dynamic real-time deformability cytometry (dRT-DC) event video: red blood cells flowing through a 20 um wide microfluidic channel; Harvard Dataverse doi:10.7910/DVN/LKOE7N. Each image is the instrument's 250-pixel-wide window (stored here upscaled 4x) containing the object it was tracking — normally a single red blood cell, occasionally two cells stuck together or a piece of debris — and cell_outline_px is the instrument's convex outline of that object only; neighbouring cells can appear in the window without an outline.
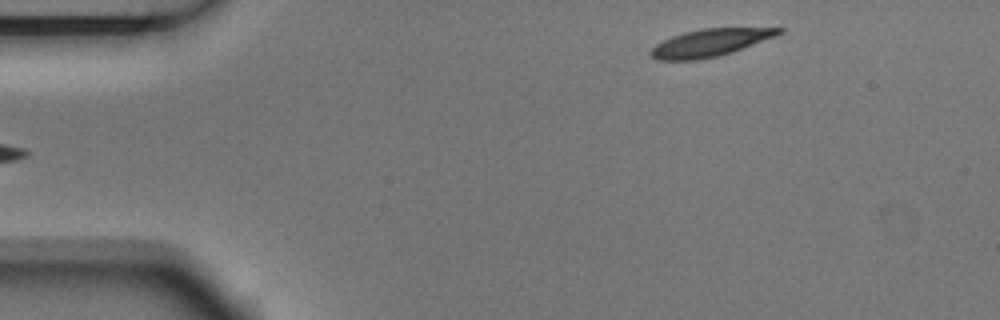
{"species": "Egyptian fruit bat (a non-hibernating species)", "species_latin": "Rousettus aegyptiacus", "temperature_condition": "room temperature", "stored_images_in_passage": 6, "segment_of_instrument_passage": [2, 2], "camera_frame_rate_fps": 3000, "um_per_image_px": 0.085, "animal": {"sex": "male"}, "frame": {"image": 1, "passage_image": 6, "time_ms": 1.667, "image_size_px": [1000, 320], "cell_outline_px": [[784, 32], [776, 36], [732, 52], [716, 56], [696, 60], [656, 60], [648, 52], [656, 44], [672, 36], [684, 32], [700, 28], [784, 28]], "centroid_in_image_um": [60.34, 3.62], "position_along_channel_um": 24.7, "area_um2": 20.35}}